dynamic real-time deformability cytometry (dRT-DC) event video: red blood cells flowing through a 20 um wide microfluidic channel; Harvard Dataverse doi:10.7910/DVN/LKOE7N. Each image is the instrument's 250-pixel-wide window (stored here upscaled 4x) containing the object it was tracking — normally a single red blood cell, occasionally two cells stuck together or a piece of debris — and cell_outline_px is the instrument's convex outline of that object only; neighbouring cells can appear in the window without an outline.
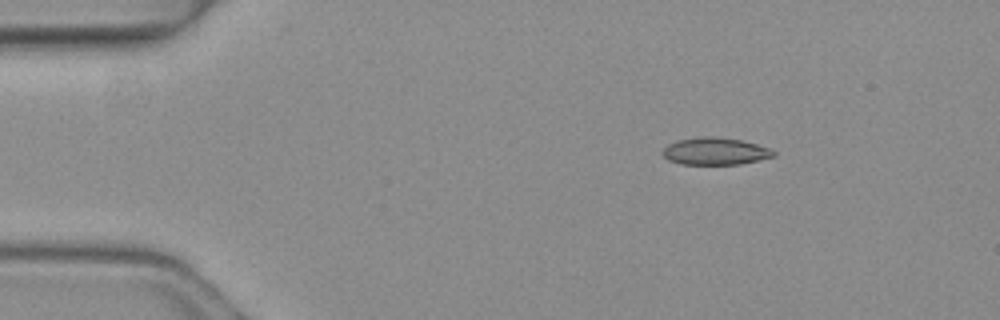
{"species": "common noctule bat (a hibernating species)", "species_latin": "Nyctalus noctula", "temperature_condition": "warm", "stored_images_in_passage": 3, "camera_frame_rate_fps": 3000, "um_per_image_px": 0.085, "animal": {"sex": "female", "body_mass_g": 19.3, "forearm_length_mm": 54.1}, "frame": {"image": 1, "passage_image": 1, "time_ms": 0.0, "image_size_px": [1000, 320], "cell_outline_px": [[776, 156], [740, 164], [680, 164], [668, 160], [660, 152], [668, 144], [676, 140], [700, 136], [712, 136], [740, 140], [756, 144], [768, 148], [776, 152]], "centroid_in_image_um": [60.75, 12.85], "position_along_channel_um": 24.2, "area_um2": 17.63}}
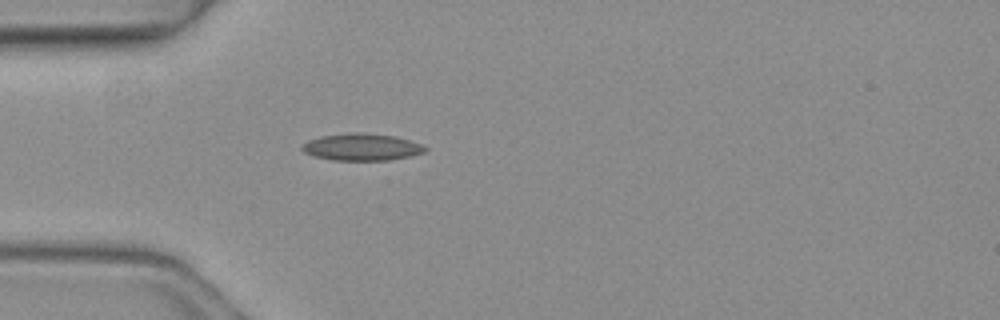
{"frame": {"image": 2, "passage_image": 3, "time_ms": 0.667, "image_size_px": [1000, 320], "cell_outline_px": [[428, 148], [424, 152], [412, 156], [388, 160], [332, 160], [316, 156], [304, 152], [300, 148], [308, 140], [320, 136], [352, 132], [356, 132], [396, 136], [420, 144]], "centroid_in_image_um": [30.75, 12.5], "position_along_channel_um": 54.3, "area_um2": 19.25}}